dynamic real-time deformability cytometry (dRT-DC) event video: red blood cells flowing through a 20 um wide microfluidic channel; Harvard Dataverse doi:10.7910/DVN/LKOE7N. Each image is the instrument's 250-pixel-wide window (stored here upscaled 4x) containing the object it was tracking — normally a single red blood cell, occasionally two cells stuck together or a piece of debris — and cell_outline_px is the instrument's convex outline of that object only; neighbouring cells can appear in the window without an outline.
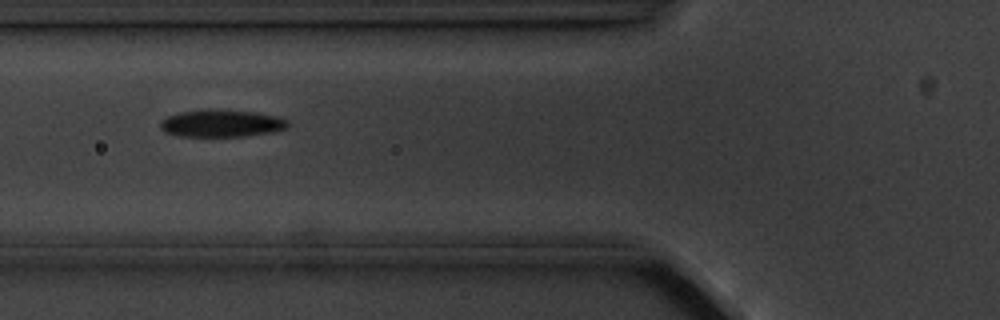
{"species": "common noctule bat (a hibernating species)", "species_latin": "Nyctalus noctula", "temperature_condition": "cold", "stored_images_in_passage": 8, "camera_frame_rate_fps": 3000, "um_per_image_px": 0.085, "animal": {"sex": "male", "body_mass_g": 20.1, "forearm_length_mm": 53.5}, "frame": {"image": 1, "passage_image": 6, "time_ms": 5.667, "image_size_px": [1000, 320], "cell_outline_px": [[288, 124], [284, 128], [272, 132], [248, 136], [180, 136], [164, 132], [160, 128], [160, 120], [168, 116], [180, 112], [208, 108], [216, 108], [256, 112], [276, 116], [288, 120]], "centroid_in_image_um": [18.79, 10.47], "position_along_channel_um": 107.0, "area_um2": 20.52}}